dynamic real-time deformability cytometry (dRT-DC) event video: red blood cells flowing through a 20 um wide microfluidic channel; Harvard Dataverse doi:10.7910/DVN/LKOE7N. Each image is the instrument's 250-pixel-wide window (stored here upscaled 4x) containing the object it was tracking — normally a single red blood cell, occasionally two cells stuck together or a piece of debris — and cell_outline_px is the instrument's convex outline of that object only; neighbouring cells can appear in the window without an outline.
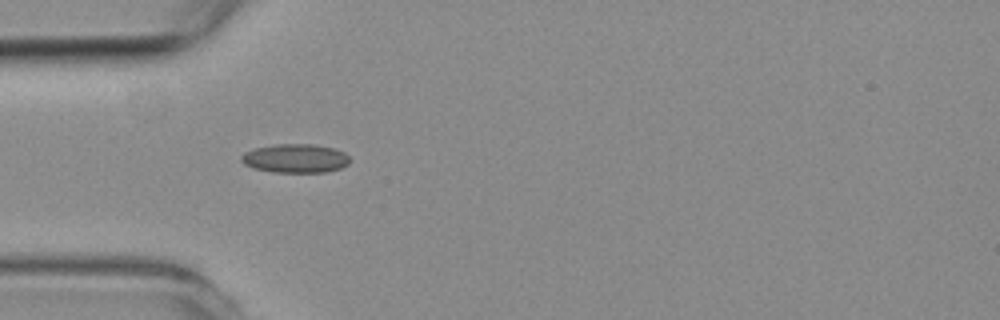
{"species": "common noctule bat (a hibernating species)", "species_latin": "Nyctalus noctula", "temperature_condition": "room temperature", "stored_images_in_passage": 6, "camera_frame_rate_fps": 3000, "um_per_image_px": 0.085, "animal": {"sex": "female", "body_mass_g": 19.3, "forearm_length_mm": 54.1}, "frame": {"image": 1, "passage_image": 5, "time_ms": 5.0, "image_size_px": [1000, 320], "cell_outline_px": [[348, 164], [340, 168], [324, 172], [272, 172], [252, 168], [244, 164], [240, 160], [240, 156], [244, 152], [256, 148], [272, 144], [316, 144], [332, 148], [344, 152], [348, 156]], "centroid_in_image_um": [25.06, 13.46], "position_along_channel_um": 59.9, "area_um2": 18.26}}